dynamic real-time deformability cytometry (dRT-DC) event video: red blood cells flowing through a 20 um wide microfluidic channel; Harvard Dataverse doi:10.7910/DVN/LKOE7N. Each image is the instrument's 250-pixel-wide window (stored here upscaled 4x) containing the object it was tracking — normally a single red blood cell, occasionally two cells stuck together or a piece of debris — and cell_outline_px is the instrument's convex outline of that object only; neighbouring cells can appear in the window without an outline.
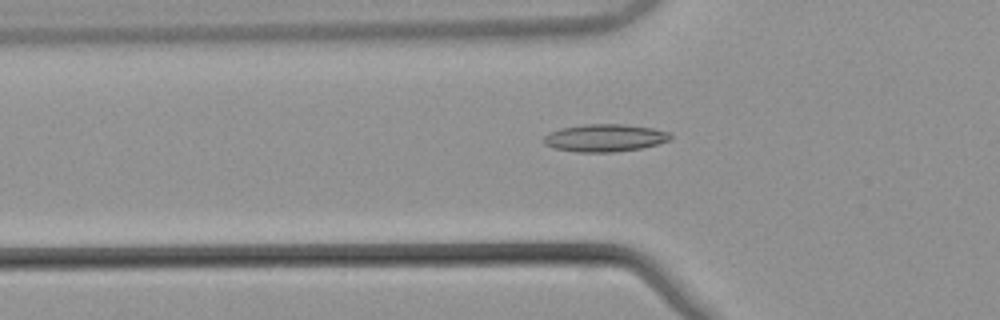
{"species": "common noctule bat (a hibernating species)", "species_latin": "Nyctalus noctula", "temperature_condition": "warm", "stored_images_in_passage": 54, "camera_frame_rate_fps": 3000, "um_per_image_px": 0.085, "animal": {"sex": "male", "body_mass_g": 21.5, "forearm_length_mm": 52.0}, "frame": {"image": 1, "passage_image": 19, "time_ms": 6.0, "image_size_px": [1000, 320], "cell_outline_px": [[672, 140], [640, 148], [612, 152], [576, 152], [552, 148], [544, 144], [544, 136], [548, 132], [560, 128], [584, 124], [624, 124], [652, 128], [668, 132], [672, 136]], "centroid_in_image_um": [51.37, 11.72], "position_along_channel_um": 74.4, "area_um2": 20.4}}
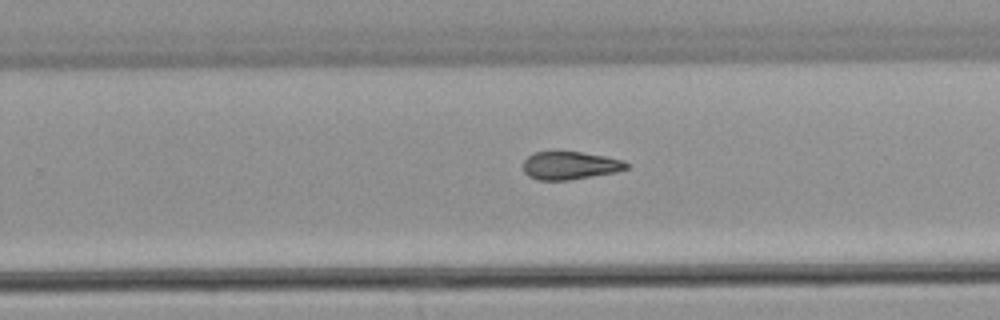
{"frame": {"image": 2, "passage_image": 35, "time_ms": 11.333, "image_size_px": [1000, 320], "cell_outline_px": [[628, 168], [616, 172], [568, 180], [536, 180], [528, 176], [524, 172], [524, 160], [528, 156], [536, 152], [580, 152], [604, 156], [624, 160], [628, 164]], "centroid_in_image_um": [48.45, 14.07], "position_along_channel_um": 281.4, "area_um2": 16.7}}
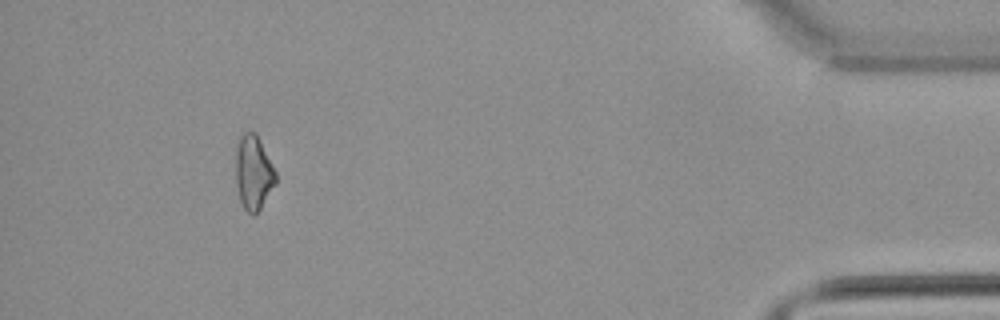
{"frame": {"image": 3, "passage_image": 50, "time_ms": 16.333, "image_size_px": [1000, 320], "cell_outline_px": [[276, 184], [260, 208], [252, 216], [244, 208], [240, 200], [236, 184], [236, 148], [240, 136], [244, 132], [256, 132], [276, 172]], "centroid_in_image_um": [21.54, 14.66], "position_along_channel_um": 413.7, "area_um2": 17.22}}